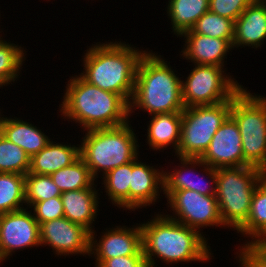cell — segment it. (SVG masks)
I'll return each instance as SVG.
<instances>
[{
	"mask_svg": "<svg viewBox=\"0 0 266 267\" xmlns=\"http://www.w3.org/2000/svg\"><path fill=\"white\" fill-rule=\"evenodd\" d=\"M140 226L148 267H157V259L170 265L192 261L207 263L214 258L206 234L167 217L163 212L154 214Z\"/></svg>",
	"mask_w": 266,
	"mask_h": 267,
	"instance_id": "1",
	"label": "cell"
},
{
	"mask_svg": "<svg viewBox=\"0 0 266 267\" xmlns=\"http://www.w3.org/2000/svg\"><path fill=\"white\" fill-rule=\"evenodd\" d=\"M59 112L64 121L78 123L85 130L116 127L130 121L129 103L119 94L102 90L80 75L70 77Z\"/></svg>",
	"mask_w": 266,
	"mask_h": 267,
	"instance_id": "2",
	"label": "cell"
},
{
	"mask_svg": "<svg viewBox=\"0 0 266 267\" xmlns=\"http://www.w3.org/2000/svg\"><path fill=\"white\" fill-rule=\"evenodd\" d=\"M121 41L96 42L83 55L79 74L98 88L121 95L130 103L140 58L147 50Z\"/></svg>",
	"mask_w": 266,
	"mask_h": 267,
	"instance_id": "3",
	"label": "cell"
},
{
	"mask_svg": "<svg viewBox=\"0 0 266 267\" xmlns=\"http://www.w3.org/2000/svg\"><path fill=\"white\" fill-rule=\"evenodd\" d=\"M170 62L163 55L146 51L140 58L134 92L129 103V116L134 110H142L149 115L162 113H182L184 105L181 96V77L175 73Z\"/></svg>",
	"mask_w": 266,
	"mask_h": 267,
	"instance_id": "4",
	"label": "cell"
},
{
	"mask_svg": "<svg viewBox=\"0 0 266 267\" xmlns=\"http://www.w3.org/2000/svg\"><path fill=\"white\" fill-rule=\"evenodd\" d=\"M131 122L116 127L85 131L80 139V157L96 180L109 171L133 161L139 155V142ZM102 172V174H101Z\"/></svg>",
	"mask_w": 266,
	"mask_h": 267,
	"instance_id": "5",
	"label": "cell"
},
{
	"mask_svg": "<svg viewBox=\"0 0 266 267\" xmlns=\"http://www.w3.org/2000/svg\"><path fill=\"white\" fill-rule=\"evenodd\" d=\"M230 115L240 130L243 166L266 171V97L243 88L232 99Z\"/></svg>",
	"mask_w": 266,
	"mask_h": 267,
	"instance_id": "6",
	"label": "cell"
},
{
	"mask_svg": "<svg viewBox=\"0 0 266 267\" xmlns=\"http://www.w3.org/2000/svg\"><path fill=\"white\" fill-rule=\"evenodd\" d=\"M216 198L226 228L238 230L247 220L256 182L263 172L254 166L217 168Z\"/></svg>",
	"mask_w": 266,
	"mask_h": 267,
	"instance_id": "7",
	"label": "cell"
},
{
	"mask_svg": "<svg viewBox=\"0 0 266 267\" xmlns=\"http://www.w3.org/2000/svg\"><path fill=\"white\" fill-rule=\"evenodd\" d=\"M232 99L215 105L193 106L182 111L177 157L201 158L230 115Z\"/></svg>",
	"mask_w": 266,
	"mask_h": 267,
	"instance_id": "8",
	"label": "cell"
},
{
	"mask_svg": "<svg viewBox=\"0 0 266 267\" xmlns=\"http://www.w3.org/2000/svg\"><path fill=\"white\" fill-rule=\"evenodd\" d=\"M194 66L185 80H181V96L185 108L229 101L244 88L224 67Z\"/></svg>",
	"mask_w": 266,
	"mask_h": 267,
	"instance_id": "9",
	"label": "cell"
},
{
	"mask_svg": "<svg viewBox=\"0 0 266 267\" xmlns=\"http://www.w3.org/2000/svg\"><path fill=\"white\" fill-rule=\"evenodd\" d=\"M163 194L167 198L166 206L173 211V215L165 213L167 217L199 232L211 226L226 228L216 195H202L194 190L164 191Z\"/></svg>",
	"mask_w": 266,
	"mask_h": 267,
	"instance_id": "10",
	"label": "cell"
},
{
	"mask_svg": "<svg viewBox=\"0 0 266 267\" xmlns=\"http://www.w3.org/2000/svg\"><path fill=\"white\" fill-rule=\"evenodd\" d=\"M35 246H41L40 225L31 210L26 207L0 214V264L10 260L15 251Z\"/></svg>",
	"mask_w": 266,
	"mask_h": 267,
	"instance_id": "11",
	"label": "cell"
},
{
	"mask_svg": "<svg viewBox=\"0 0 266 267\" xmlns=\"http://www.w3.org/2000/svg\"><path fill=\"white\" fill-rule=\"evenodd\" d=\"M40 244L51 247L57 256L90 257V232L65 217L40 224Z\"/></svg>",
	"mask_w": 266,
	"mask_h": 267,
	"instance_id": "12",
	"label": "cell"
},
{
	"mask_svg": "<svg viewBox=\"0 0 266 267\" xmlns=\"http://www.w3.org/2000/svg\"><path fill=\"white\" fill-rule=\"evenodd\" d=\"M96 231L90 233V256L96 260H107L119 256L144 255L142 229L140 223L128 226L105 228L101 238L96 239Z\"/></svg>",
	"mask_w": 266,
	"mask_h": 267,
	"instance_id": "13",
	"label": "cell"
},
{
	"mask_svg": "<svg viewBox=\"0 0 266 267\" xmlns=\"http://www.w3.org/2000/svg\"><path fill=\"white\" fill-rule=\"evenodd\" d=\"M177 158L180 160V165H175L176 168L173 167L169 171L168 169L163 171L164 191L194 190L202 195H216L217 171L215 168L208 166L200 158ZM198 168L203 170V173H198L196 170ZM202 174L209 179L206 180Z\"/></svg>",
	"mask_w": 266,
	"mask_h": 267,
	"instance_id": "14",
	"label": "cell"
},
{
	"mask_svg": "<svg viewBox=\"0 0 266 267\" xmlns=\"http://www.w3.org/2000/svg\"><path fill=\"white\" fill-rule=\"evenodd\" d=\"M200 159L215 169L243 166L242 138L238 124L231 115L216 131Z\"/></svg>",
	"mask_w": 266,
	"mask_h": 267,
	"instance_id": "15",
	"label": "cell"
},
{
	"mask_svg": "<svg viewBox=\"0 0 266 267\" xmlns=\"http://www.w3.org/2000/svg\"><path fill=\"white\" fill-rule=\"evenodd\" d=\"M138 159L137 156L132 161L130 212L154 205L161 198L160 193L164 192V168L157 169L158 166H150Z\"/></svg>",
	"mask_w": 266,
	"mask_h": 267,
	"instance_id": "16",
	"label": "cell"
},
{
	"mask_svg": "<svg viewBox=\"0 0 266 267\" xmlns=\"http://www.w3.org/2000/svg\"><path fill=\"white\" fill-rule=\"evenodd\" d=\"M185 44L180 52L183 59L198 65L224 67L233 39H219L197 33H182ZM186 38V39H185ZM182 53V54H181Z\"/></svg>",
	"mask_w": 266,
	"mask_h": 267,
	"instance_id": "17",
	"label": "cell"
},
{
	"mask_svg": "<svg viewBox=\"0 0 266 267\" xmlns=\"http://www.w3.org/2000/svg\"><path fill=\"white\" fill-rule=\"evenodd\" d=\"M266 40V0H254L236 19L232 48H260Z\"/></svg>",
	"mask_w": 266,
	"mask_h": 267,
	"instance_id": "18",
	"label": "cell"
},
{
	"mask_svg": "<svg viewBox=\"0 0 266 267\" xmlns=\"http://www.w3.org/2000/svg\"><path fill=\"white\" fill-rule=\"evenodd\" d=\"M96 187L97 184L94 183L90 188L63 192L60 196L64 207V217L86 228L90 233L94 230L93 222L100 211V193Z\"/></svg>",
	"mask_w": 266,
	"mask_h": 267,
	"instance_id": "19",
	"label": "cell"
},
{
	"mask_svg": "<svg viewBox=\"0 0 266 267\" xmlns=\"http://www.w3.org/2000/svg\"><path fill=\"white\" fill-rule=\"evenodd\" d=\"M80 158V144L56 143L53 139L30 159L28 173L50 176Z\"/></svg>",
	"mask_w": 266,
	"mask_h": 267,
	"instance_id": "20",
	"label": "cell"
},
{
	"mask_svg": "<svg viewBox=\"0 0 266 267\" xmlns=\"http://www.w3.org/2000/svg\"><path fill=\"white\" fill-rule=\"evenodd\" d=\"M1 135L21 147L31 158L51 141L39 127L17 117H4Z\"/></svg>",
	"mask_w": 266,
	"mask_h": 267,
	"instance_id": "21",
	"label": "cell"
},
{
	"mask_svg": "<svg viewBox=\"0 0 266 267\" xmlns=\"http://www.w3.org/2000/svg\"><path fill=\"white\" fill-rule=\"evenodd\" d=\"M150 117L145 134L149 149L164 151L170 146L176 154L180 143L182 113H162Z\"/></svg>",
	"mask_w": 266,
	"mask_h": 267,
	"instance_id": "22",
	"label": "cell"
},
{
	"mask_svg": "<svg viewBox=\"0 0 266 267\" xmlns=\"http://www.w3.org/2000/svg\"><path fill=\"white\" fill-rule=\"evenodd\" d=\"M237 233H240L244 238L249 237L243 244L266 242V171H263L257 178L248 218L237 230Z\"/></svg>",
	"mask_w": 266,
	"mask_h": 267,
	"instance_id": "23",
	"label": "cell"
},
{
	"mask_svg": "<svg viewBox=\"0 0 266 267\" xmlns=\"http://www.w3.org/2000/svg\"><path fill=\"white\" fill-rule=\"evenodd\" d=\"M166 8L172 32L179 37L191 30L196 21L209 11V0H168Z\"/></svg>",
	"mask_w": 266,
	"mask_h": 267,
	"instance_id": "24",
	"label": "cell"
},
{
	"mask_svg": "<svg viewBox=\"0 0 266 267\" xmlns=\"http://www.w3.org/2000/svg\"><path fill=\"white\" fill-rule=\"evenodd\" d=\"M132 161L107 172L102 180L108 200L119 209L130 211Z\"/></svg>",
	"mask_w": 266,
	"mask_h": 267,
	"instance_id": "25",
	"label": "cell"
},
{
	"mask_svg": "<svg viewBox=\"0 0 266 267\" xmlns=\"http://www.w3.org/2000/svg\"><path fill=\"white\" fill-rule=\"evenodd\" d=\"M24 188L25 175L0 172V214L26 208Z\"/></svg>",
	"mask_w": 266,
	"mask_h": 267,
	"instance_id": "26",
	"label": "cell"
},
{
	"mask_svg": "<svg viewBox=\"0 0 266 267\" xmlns=\"http://www.w3.org/2000/svg\"><path fill=\"white\" fill-rule=\"evenodd\" d=\"M50 177L62 193L90 188L96 182L81 157L72 165L54 172Z\"/></svg>",
	"mask_w": 266,
	"mask_h": 267,
	"instance_id": "27",
	"label": "cell"
},
{
	"mask_svg": "<svg viewBox=\"0 0 266 267\" xmlns=\"http://www.w3.org/2000/svg\"><path fill=\"white\" fill-rule=\"evenodd\" d=\"M2 32L1 29L0 33ZM1 36L2 34L0 35V81L7 86L19 80L27 53L21 45L6 41Z\"/></svg>",
	"mask_w": 266,
	"mask_h": 267,
	"instance_id": "28",
	"label": "cell"
},
{
	"mask_svg": "<svg viewBox=\"0 0 266 267\" xmlns=\"http://www.w3.org/2000/svg\"><path fill=\"white\" fill-rule=\"evenodd\" d=\"M30 159L21 147L0 134V172L27 175Z\"/></svg>",
	"mask_w": 266,
	"mask_h": 267,
	"instance_id": "29",
	"label": "cell"
},
{
	"mask_svg": "<svg viewBox=\"0 0 266 267\" xmlns=\"http://www.w3.org/2000/svg\"><path fill=\"white\" fill-rule=\"evenodd\" d=\"M235 22L207 11L191 28L183 33H197L219 39H234Z\"/></svg>",
	"mask_w": 266,
	"mask_h": 267,
	"instance_id": "30",
	"label": "cell"
},
{
	"mask_svg": "<svg viewBox=\"0 0 266 267\" xmlns=\"http://www.w3.org/2000/svg\"><path fill=\"white\" fill-rule=\"evenodd\" d=\"M25 203L27 208L36 202L60 197L62 192L48 175H25Z\"/></svg>",
	"mask_w": 266,
	"mask_h": 267,
	"instance_id": "31",
	"label": "cell"
},
{
	"mask_svg": "<svg viewBox=\"0 0 266 267\" xmlns=\"http://www.w3.org/2000/svg\"><path fill=\"white\" fill-rule=\"evenodd\" d=\"M240 245L237 247L238 252L236 251V257L239 259L238 267H266V242Z\"/></svg>",
	"mask_w": 266,
	"mask_h": 267,
	"instance_id": "32",
	"label": "cell"
},
{
	"mask_svg": "<svg viewBox=\"0 0 266 267\" xmlns=\"http://www.w3.org/2000/svg\"><path fill=\"white\" fill-rule=\"evenodd\" d=\"M30 208L39 225L47 221L64 217V207L61 197H53L48 200L36 202L29 207V210Z\"/></svg>",
	"mask_w": 266,
	"mask_h": 267,
	"instance_id": "33",
	"label": "cell"
},
{
	"mask_svg": "<svg viewBox=\"0 0 266 267\" xmlns=\"http://www.w3.org/2000/svg\"><path fill=\"white\" fill-rule=\"evenodd\" d=\"M253 1L254 0H209V11L235 22L240 14Z\"/></svg>",
	"mask_w": 266,
	"mask_h": 267,
	"instance_id": "34",
	"label": "cell"
},
{
	"mask_svg": "<svg viewBox=\"0 0 266 267\" xmlns=\"http://www.w3.org/2000/svg\"><path fill=\"white\" fill-rule=\"evenodd\" d=\"M95 267H148V264L144 255H129L95 260Z\"/></svg>",
	"mask_w": 266,
	"mask_h": 267,
	"instance_id": "35",
	"label": "cell"
},
{
	"mask_svg": "<svg viewBox=\"0 0 266 267\" xmlns=\"http://www.w3.org/2000/svg\"><path fill=\"white\" fill-rule=\"evenodd\" d=\"M2 110L0 109V134H1V125H2V121H3V118H4V114L2 115L1 112Z\"/></svg>",
	"mask_w": 266,
	"mask_h": 267,
	"instance_id": "36",
	"label": "cell"
},
{
	"mask_svg": "<svg viewBox=\"0 0 266 267\" xmlns=\"http://www.w3.org/2000/svg\"><path fill=\"white\" fill-rule=\"evenodd\" d=\"M5 86L1 81H0V88Z\"/></svg>",
	"mask_w": 266,
	"mask_h": 267,
	"instance_id": "37",
	"label": "cell"
}]
</instances>
